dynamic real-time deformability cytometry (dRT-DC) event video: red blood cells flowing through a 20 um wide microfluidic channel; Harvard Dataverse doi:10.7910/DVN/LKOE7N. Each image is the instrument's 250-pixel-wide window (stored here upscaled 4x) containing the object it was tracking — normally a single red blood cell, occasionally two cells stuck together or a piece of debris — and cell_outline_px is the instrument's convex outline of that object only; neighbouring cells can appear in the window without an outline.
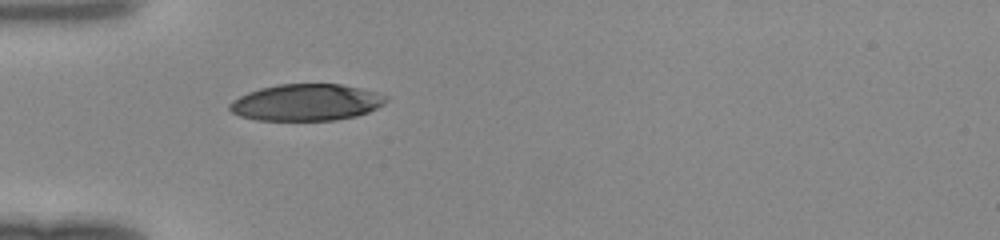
{"species": "human", "species_latin": "Homo sapiens", "temperature_condition": "room temperature", "stored_images_in_passage": 30, "camera_frame_rate_fps": 3000, "um_per_image_px": 0.085, "donor": {"sex": "female"}, "frame": {"image": 1, "passage_image": 1, "time_ms": 0.0, "image_size_px": [1000, 240], "cell_outline_px": [[388, 100], [384, 104], [368, 112], [356, 116], [336, 120], [256, 120], [240, 116], [232, 112], [228, 108], [228, 104], [232, 100], [248, 92], [260, 88], [276, 84], [340, 84], [360, 88], [376, 92], [388, 96]], "centroid_in_image_um": [26.03, 8.7], "position_along_channel_um": 59.0, "area_um2": 33.52}}
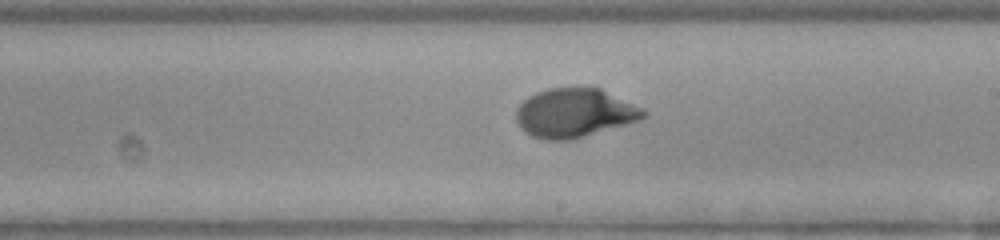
{"frame": {"image": 2, "passage_image": 14, "time_ms": 4.333, "image_size_px": [1000, 240], "cell_outline_px": [[648, 112], [640, 120], [584, 136], [568, 140], [544, 140], [532, 136], [524, 132], [520, 128], [516, 120], [516, 108], [528, 96], [536, 92], [548, 88], [580, 84], [600, 88]], "centroid_in_image_um": [48.77, 9.56], "position_along_channel_um": 240.2, "area_um2": 36.7}}
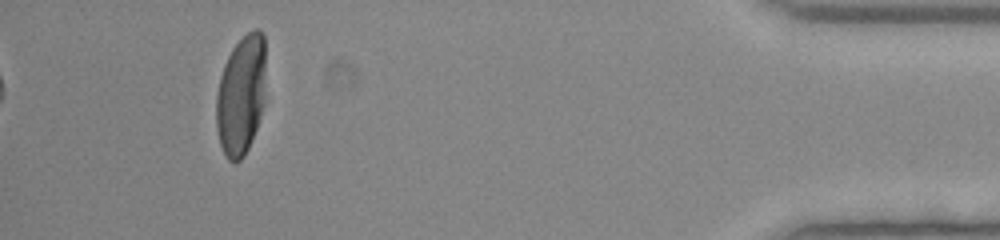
{"frame": {"image": 3, "passage_image": 30, "time_ms": 9.667, "image_size_px": [1000, 240], "cell_outline_px": [[264, 104], [256, 128], [248, 148], [244, 156], [236, 164], [228, 160], [224, 156], [220, 144], [216, 128], [216, 96], [220, 76], [224, 64], [232, 48], [248, 32], [256, 28], [264, 36]], "centroid_in_image_um": [20.47, 8.14], "position_along_channel_um": 414.7, "area_um2": 34.56}}